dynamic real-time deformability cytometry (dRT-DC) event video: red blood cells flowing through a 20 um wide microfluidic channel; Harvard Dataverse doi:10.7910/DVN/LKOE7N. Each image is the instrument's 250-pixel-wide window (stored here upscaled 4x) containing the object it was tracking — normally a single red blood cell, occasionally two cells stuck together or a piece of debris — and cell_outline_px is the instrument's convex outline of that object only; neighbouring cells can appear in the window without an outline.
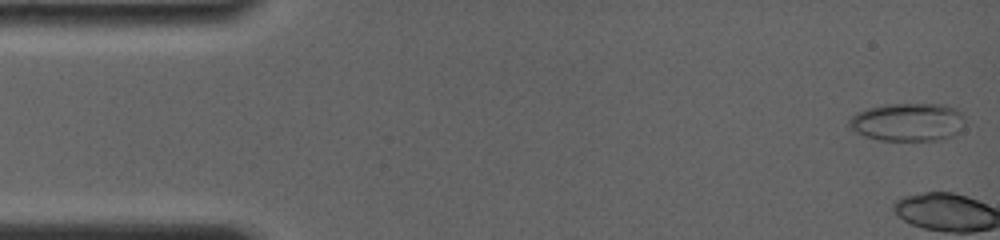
{"species": "common noctule bat (a hibernating species)", "species_latin": "Nyctalus noctula", "temperature_condition": "room temperature", "stored_images_in_passage": 3, "camera_frame_rate_fps": 4000, "um_per_image_px": 0.085, "animal": {"sex": "female", "body_mass_g": 19.0, "forearm_length_mm": 56.7}, "frame": {"image": 1, "passage_image": 1, "time_ms": 0.0, "image_size_px": [1000, 240], "cell_outline_px": [[964, 120], [956, 132], [952, 136], [940, 140], [880, 140], [864, 136], [856, 132], [848, 124], [848, 120], [852, 116], [868, 108], [884, 104], [944, 104], [960, 112], [964, 116]], "centroid_in_image_um": [77.14, 10.37], "position_along_channel_um": 7.9, "area_um2": 25.43}}